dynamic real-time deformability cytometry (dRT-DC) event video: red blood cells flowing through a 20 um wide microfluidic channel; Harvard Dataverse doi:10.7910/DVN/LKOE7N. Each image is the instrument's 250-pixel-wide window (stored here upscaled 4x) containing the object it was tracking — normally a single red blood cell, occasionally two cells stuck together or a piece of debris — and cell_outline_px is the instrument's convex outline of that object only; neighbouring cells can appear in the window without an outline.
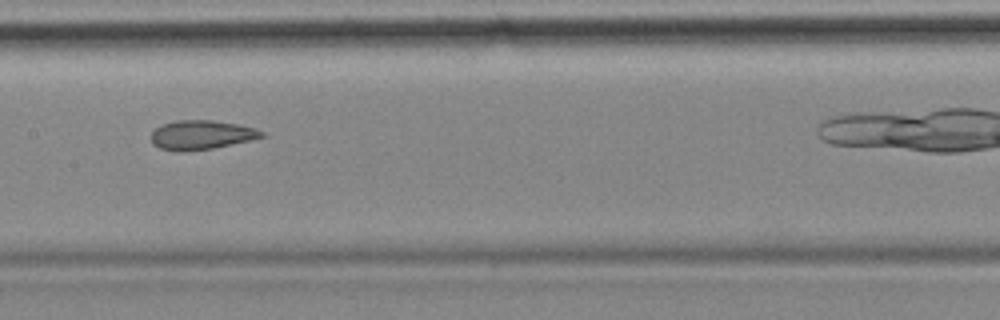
{"species": "common noctule bat (a hibernating species)", "species_latin": "Nyctalus noctula", "temperature_condition": "cold", "stored_images_in_passage": 35, "camera_frame_rate_fps": 3000, "um_per_image_px": 0.085, "animal": {"sex": "female", "body_mass_g": 18.4}, "frame": {"image": 1, "passage_image": 16, "time_ms": 5.0, "image_size_px": [1000, 320], "cell_outline_px": [[268, 136], [212, 148], [184, 152], [160, 148], [152, 144], [152, 132], [160, 124], [176, 120], [212, 120], [236, 124], [256, 128], [264, 132]], "centroid_in_image_um": [17.12, 11.46], "position_along_channel_um": 190.3, "area_um2": 18.79}}